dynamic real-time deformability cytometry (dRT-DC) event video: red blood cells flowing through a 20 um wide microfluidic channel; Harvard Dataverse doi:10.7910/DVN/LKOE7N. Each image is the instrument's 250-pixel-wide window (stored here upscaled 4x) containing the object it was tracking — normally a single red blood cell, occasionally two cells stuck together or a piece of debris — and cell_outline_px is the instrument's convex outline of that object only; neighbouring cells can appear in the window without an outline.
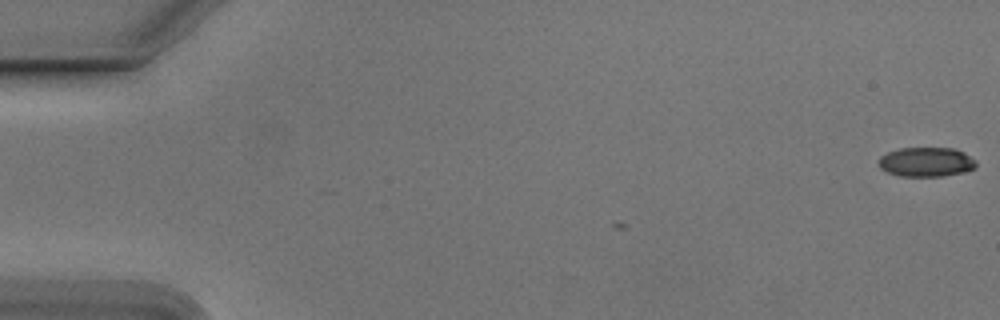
{"species": "Egyptian fruit bat (a non-hibernating species)", "species_latin": "Rousettus aegyptiacus", "temperature_condition": "cold", "stored_images_in_passage": 3, "camera_frame_rate_fps": 3000, "um_per_image_px": 0.085, "animal": {"sex": "male"}, "frame": {"image": 1, "passage_image": 1, "time_ms": 0.0, "image_size_px": [1000, 320], "cell_outline_px": [[976, 168], [944, 176], [900, 176], [888, 172], [880, 168], [880, 156], [888, 152], [900, 148], [956, 148], [964, 152], [976, 160]], "centroid_in_image_um": [78.75, 13.76], "position_along_channel_um": 6.2, "area_um2": 16.65}}